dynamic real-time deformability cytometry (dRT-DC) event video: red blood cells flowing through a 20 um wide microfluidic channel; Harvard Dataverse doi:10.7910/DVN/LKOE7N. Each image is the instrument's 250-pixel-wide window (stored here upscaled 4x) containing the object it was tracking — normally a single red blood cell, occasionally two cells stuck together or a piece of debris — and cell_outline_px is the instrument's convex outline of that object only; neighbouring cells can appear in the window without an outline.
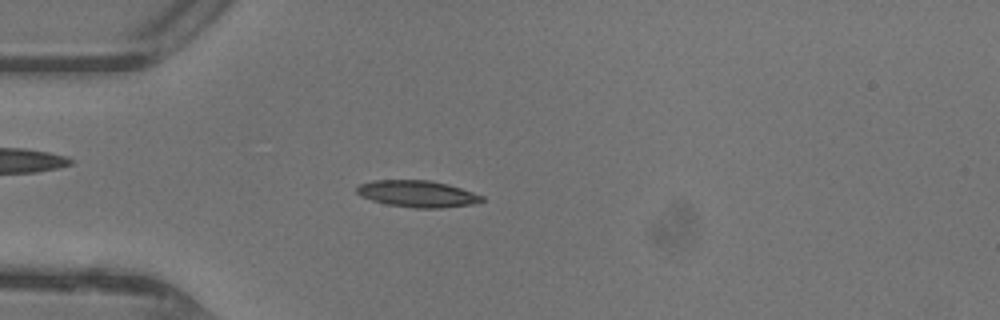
{"species": "common noctule bat (a hibernating species)", "species_latin": "Nyctalus noctula", "temperature_condition": "warm", "stored_images_in_passage": 42, "camera_frame_rate_fps": 3000, "um_per_image_px": 0.085, "animal": {"sex": "female"}, "frame": {"image": 1, "passage_image": 8, "time_ms": 2.333, "image_size_px": [1000, 320], "cell_outline_px": [[484, 200], [472, 204], [440, 208], [416, 208], [388, 204], [372, 200], [360, 196], [356, 192], [356, 188], [360, 184], [372, 180], [428, 180], [448, 184], [484, 196]], "centroid_in_image_um": [35.46, 16.47], "position_along_channel_um": 49.5, "area_um2": 19.31}}
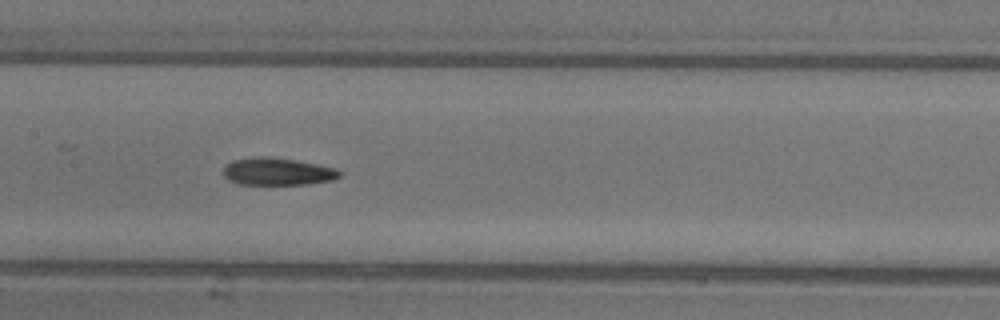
{"frame": {"image": 2, "passage_image": 18, "time_ms": 5.667, "image_size_px": [1000, 320], "cell_outline_px": [[340, 176], [332, 180], [308, 184], [236, 184], [228, 180], [224, 176], [224, 168], [232, 160], [264, 156], [268, 156], [296, 160], [336, 168], [340, 172]], "centroid_in_image_um": [23.58, 14.58], "position_along_channel_um": 183.8, "area_um2": 18.44}}
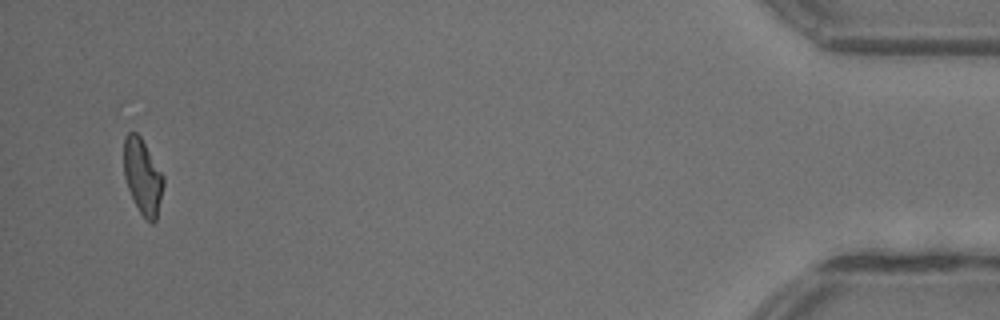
{"frame": {"image": 3, "passage_image": 40, "time_ms": 13.0, "image_size_px": [1000, 320], "cell_outline_px": [[164, 184], [156, 220], [152, 224], [140, 212], [128, 188], [124, 176], [124, 136], [128, 132], [136, 132], [140, 136], [164, 176]], "centroid_in_image_um": [12.12, 14.98], "position_along_channel_um": 423.1, "area_um2": 17.17}}